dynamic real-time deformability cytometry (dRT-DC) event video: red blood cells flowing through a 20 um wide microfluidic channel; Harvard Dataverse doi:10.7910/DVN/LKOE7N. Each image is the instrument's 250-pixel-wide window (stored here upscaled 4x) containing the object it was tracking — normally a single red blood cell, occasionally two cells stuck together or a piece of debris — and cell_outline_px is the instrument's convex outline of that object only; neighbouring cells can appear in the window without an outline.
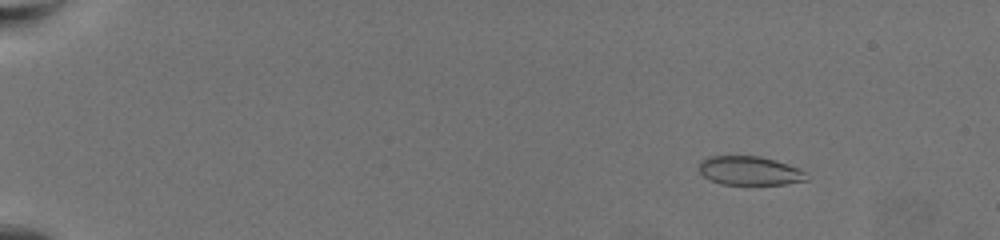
{"species": "common noctule bat (a hibernating species)", "species_latin": "Nyctalus noctula", "temperature_condition": "warm", "stored_images_in_passage": 65, "camera_frame_rate_fps": 3000, "um_per_image_px": 0.085, "animal": {"sex": "female", "body_mass_g": 19.5, "forearm_length_mm": 54.1}, "frame": {"image": 1, "passage_image": 9, "time_ms": 2.667, "image_size_px": [1000, 240], "cell_outline_px": [[808, 180], [784, 184], [720, 184], [704, 176], [700, 172], [700, 160], [712, 156], [760, 156], [796, 168], [804, 172]], "centroid_in_image_um": [63.68, 14.51], "position_along_channel_um": 21.3, "area_um2": 17.63}}
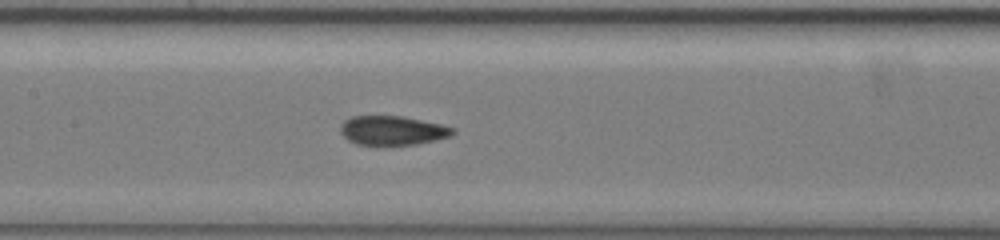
{"frame": {"image": 2, "passage_image": 35, "time_ms": 11.333, "image_size_px": [1000, 240], "cell_outline_px": [[456, 132], [448, 136], [416, 144], [388, 148], [376, 148], [356, 144], [348, 140], [340, 132], [340, 124], [344, 120], [352, 116], [400, 116], [440, 124], [456, 128]], "centroid_in_image_um": [33.29, 11.14], "position_along_channel_um": 174.1, "area_um2": 19.83}}
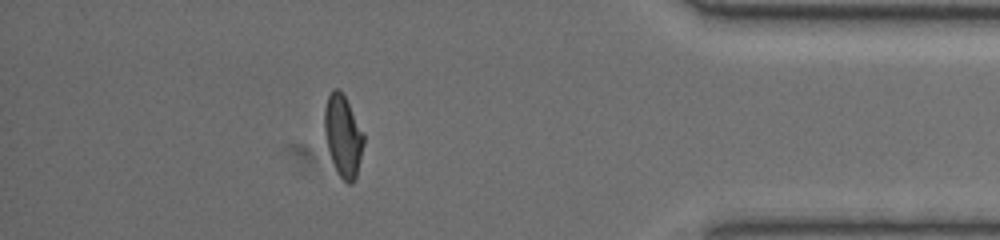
{"frame": {"image": 3, "passage_image": 58, "time_ms": 19.0, "image_size_px": [1000, 240], "cell_outline_px": [[364, 144], [356, 176], [352, 184], [348, 184], [336, 172], [328, 148], [324, 132], [324, 108], [328, 96], [332, 88], [340, 88], [344, 92], [364, 136]], "centroid_in_image_um": [29.14, 11.5], "position_along_channel_um": 406.1, "area_um2": 18.73}, "authors_computed_cell_mechanics": {"area_um2": 18.9584, "velocity_mm_per_s": 3.4215, "shape_relaxation_time_tau1_ms": 5.9823, "shape_relaxation_time_tau2_ms": 1.1249, "deformation_change_tau1": 0.2095, "deformation_change_tau2": 0.0707}}